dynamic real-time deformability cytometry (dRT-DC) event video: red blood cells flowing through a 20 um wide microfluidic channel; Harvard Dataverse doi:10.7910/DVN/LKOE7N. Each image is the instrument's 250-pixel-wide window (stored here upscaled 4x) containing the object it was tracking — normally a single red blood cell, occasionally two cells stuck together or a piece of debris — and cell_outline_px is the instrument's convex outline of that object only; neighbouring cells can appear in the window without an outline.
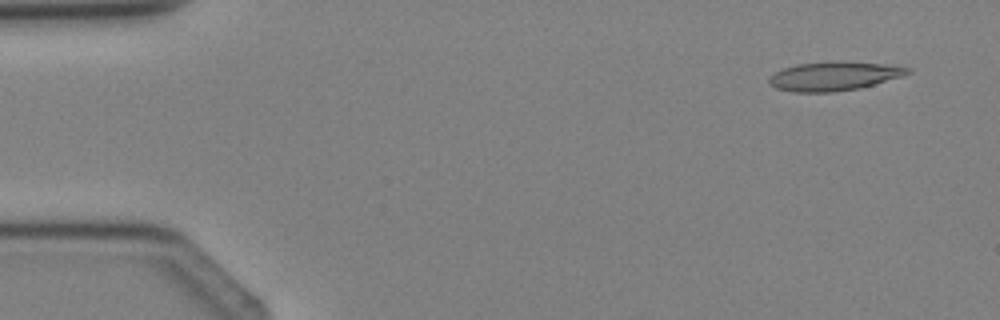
{"species": "Egyptian fruit bat (a non-hibernating species)", "species_latin": "Rousettus aegyptiacus", "temperature_condition": "cold", "stored_images_in_passage": 3, "camera_frame_rate_fps": 3000, "um_per_image_px": 0.085, "animal": {"sex": "female"}, "frame": {"image": 1, "passage_image": 1, "time_ms": 0.0, "image_size_px": [1000, 320], "cell_outline_px": [[912, 72], [904, 76], [860, 88], [832, 92], [792, 92], [776, 88], [768, 80], [776, 72], [784, 68], [796, 64], [828, 60], [880, 64], [912, 68]], "centroid_in_image_um": [70.91, 6.46], "position_along_channel_um": 14.1, "area_um2": 23.35}}